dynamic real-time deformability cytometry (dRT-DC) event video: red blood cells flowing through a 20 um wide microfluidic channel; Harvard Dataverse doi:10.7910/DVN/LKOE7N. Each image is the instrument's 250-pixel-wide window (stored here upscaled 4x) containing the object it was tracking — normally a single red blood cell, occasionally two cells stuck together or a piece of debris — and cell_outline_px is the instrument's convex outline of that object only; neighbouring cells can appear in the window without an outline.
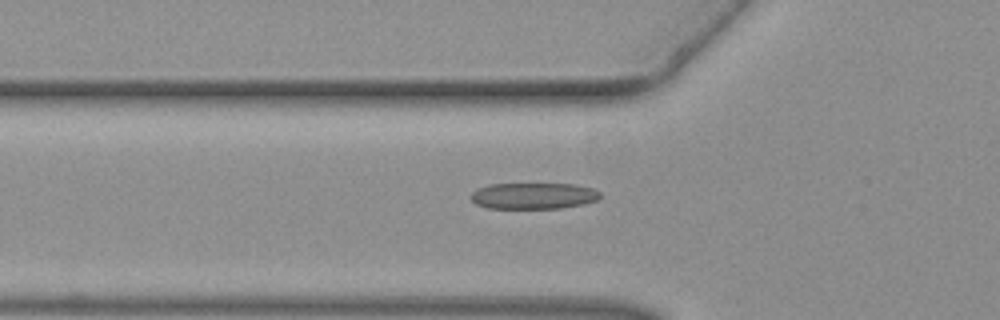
{"species": "common noctule bat (a hibernating species)", "species_latin": "Nyctalus noctula", "temperature_condition": "warm", "stored_images_in_passage": 37, "camera_frame_rate_fps": 3000, "um_per_image_px": 0.085, "animal": {"sex": "female", "body_mass_g": 19.3, "forearm_length_mm": 54.1}, "frame": {"image": 1, "passage_image": 9, "time_ms": 2.667, "image_size_px": [1000, 320], "cell_outline_px": [[600, 196], [596, 200], [584, 204], [560, 208], [488, 208], [476, 204], [472, 200], [472, 192], [488, 184], [576, 184], [592, 188], [600, 192]], "centroid_in_image_um": [45.36, 16.64], "position_along_channel_um": 80.4, "area_um2": 19.65}}
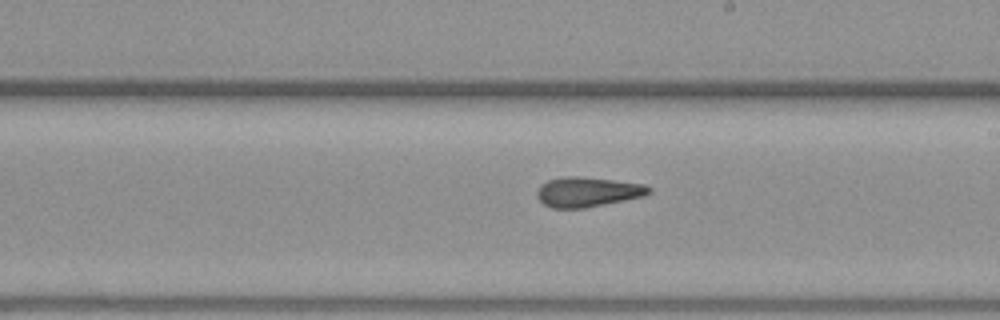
{"frame": {"image": 2, "passage_image": 20, "time_ms": 6.333, "image_size_px": [1000, 320], "cell_outline_px": [[652, 192], [640, 196], [584, 208], [552, 208], [544, 204], [536, 196], [536, 192], [540, 184], [548, 180], [564, 176], [580, 176], [644, 184], [652, 188]], "centroid_in_image_um": [49.88, 16.3], "position_along_channel_um": 239.1, "area_um2": 19.25}}
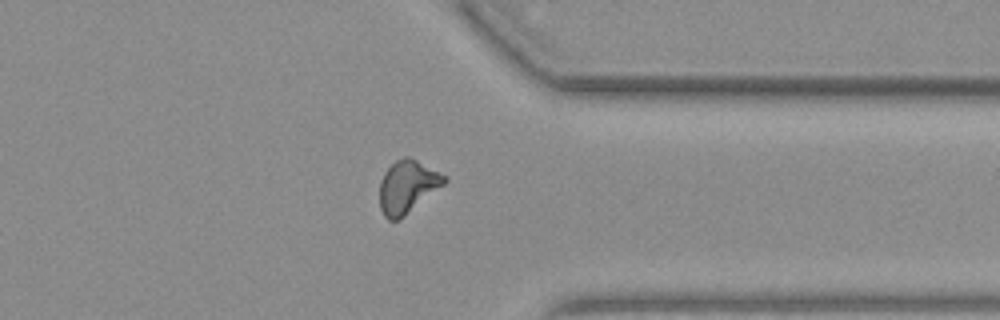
{"frame": {"image": 3, "passage_image": 30, "time_ms": 9.667, "image_size_px": [1000, 320], "cell_outline_px": [[448, 180], [444, 184], [400, 220], [388, 220], [384, 216], [380, 208], [380, 180], [384, 172], [396, 160], [404, 156], [408, 156], [448, 176]], "centroid_in_image_um": [34.63, 15.87], "position_along_channel_um": 376.8, "area_um2": 19.88}}